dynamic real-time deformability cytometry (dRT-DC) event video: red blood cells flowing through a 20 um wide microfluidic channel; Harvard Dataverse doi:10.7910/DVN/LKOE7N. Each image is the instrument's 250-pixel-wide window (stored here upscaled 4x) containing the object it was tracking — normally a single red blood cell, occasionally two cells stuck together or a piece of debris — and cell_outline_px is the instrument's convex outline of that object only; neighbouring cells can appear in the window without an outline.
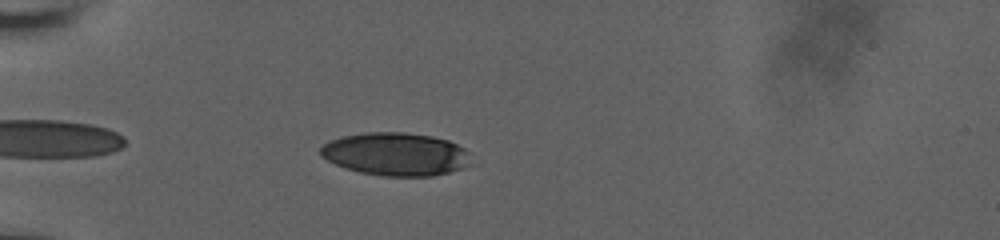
{"species": "human", "species_latin": "Homo sapiens", "temperature_condition": "room temperature", "stored_images_in_passage": 38, "camera_frame_rate_fps": 3000, "um_per_image_px": 0.085, "donor": {"sex": "male"}, "frame": {"image": 1, "passage_image": 4, "time_ms": 1.0, "image_size_px": [1000, 240], "cell_outline_px": [[472, 164], [448, 172], [432, 176], [380, 176], [360, 172], [336, 164], [320, 156], [320, 148], [324, 144], [332, 140], [344, 136], [368, 132], [404, 132], [432, 136], [448, 140], [464, 148], [468, 152]], "centroid_in_image_um": [33.66, 13.1], "position_along_channel_um": 51.3, "area_um2": 37.57}}
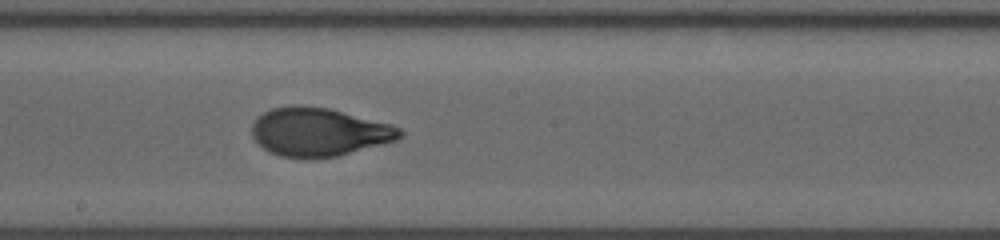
{"frame": {"image": 2, "passage_image": 19, "time_ms": 6.0, "image_size_px": [1000, 240], "cell_outline_px": [[404, 132], [396, 140], [336, 156], [280, 156], [268, 152], [252, 136], [252, 124], [256, 116], [272, 108], [292, 104], [296, 104], [328, 108], [392, 124], [400, 128]], "centroid_in_image_um": [27.08, 11.18], "position_along_channel_um": 221.1, "area_um2": 41.21}}
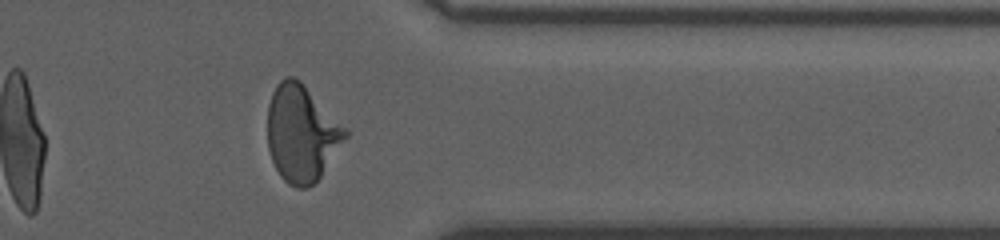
{"frame": {"image": 3, "passage_image": 32, "time_ms": 10.333, "image_size_px": [1000, 240], "cell_outline_px": [[348, 136], [320, 176], [308, 188], [296, 188], [288, 184], [280, 176], [272, 160], [268, 148], [268, 104], [272, 92], [276, 84], [280, 80], [288, 76], [292, 76], [300, 80], [348, 128]], "centroid_in_image_um": [25.64, 11.31], "position_along_channel_um": 385.8, "area_um2": 43.93}, "authors_computed_cell_mechanics": {"area_um2": 41.2403, "velocity_mm_per_s": 3.9336, "shape_relaxation_time_tau1_ms": 4.5637, "shape_relaxation_time_tau2_ms": null, "deformation_change_tau1": 0.2077, "deformation_change_tau2": null}}